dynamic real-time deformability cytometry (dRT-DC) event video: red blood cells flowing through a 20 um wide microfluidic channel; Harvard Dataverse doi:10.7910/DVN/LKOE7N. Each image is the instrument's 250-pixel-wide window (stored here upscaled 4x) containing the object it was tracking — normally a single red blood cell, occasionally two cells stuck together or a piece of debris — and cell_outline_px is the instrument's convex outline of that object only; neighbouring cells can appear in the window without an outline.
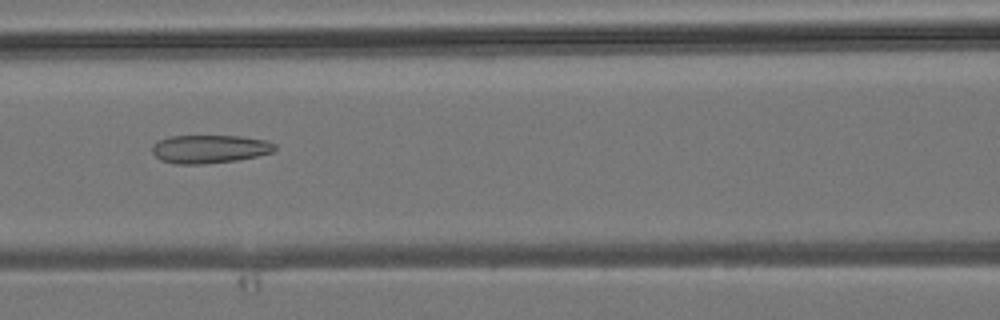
{"species": "common noctule bat (a hibernating species)", "species_latin": "Nyctalus noctula", "temperature_condition": "room temperature", "stored_images_in_passage": 44, "camera_frame_rate_fps": 3000, "um_per_image_px": 0.085, "animal": {"sex": "male", "body_mass_g": 19.2, "forearm_length_mm": 51.8}, "frame": {"image": 1, "passage_image": 19, "time_ms": 6.0, "image_size_px": [1000, 320], "cell_outline_px": [[276, 148], [272, 152], [256, 156], [236, 160], [204, 164], [176, 164], [160, 160], [152, 152], [152, 144], [168, 136], [240, 136], [268, 140], [276, 144]], "centroid_in_image_um": [17.81, 12.66], "position_along_channel_um": 148.8, "area_um2": 20.29}}
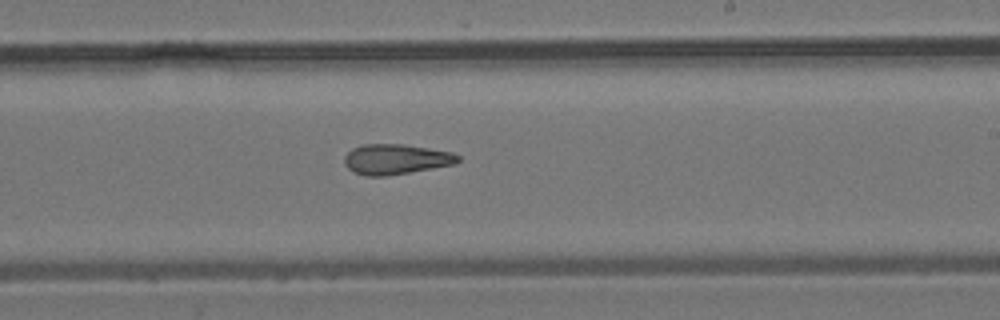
{"frame": {"image": 2, "passage_image": 26, "time_ms": 8.333, "image_size_px": [1000, 320], "cell_outline_px": [[460, 160], [456, 164], [388, 176], [368, 176], [356, 172], [348, 168], [344, 164], [344, 156], [352, 148], [364, 144], [404, 144], [452, 152], [460, 156]], "centroid_in_image_um": [33.66, 13.53], "position_along_channel_um": 255.3, "area_um2": 20.06}}
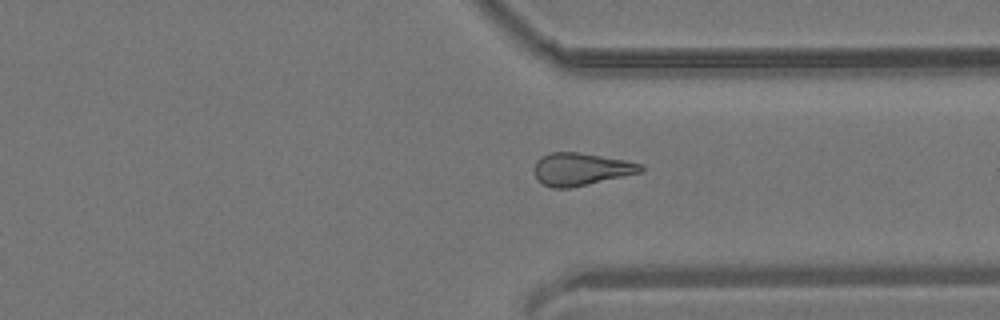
{"frame": {"image": 3, "passage_image": 33, "time_ms": 10.667, "image_size_px": [1000, 320], "cell_outline_px": [[644, 168], [640, 172], [624, 176], [588, 184], [568, 188], [552, 188], [536, 180], [532, 168], [536, 160], [540, 156], [552, 152], [576, 152], [624, 160], [640, 164]], "centroid_in_image_um": [49.29, 14.38], "position_along_channel_um": 362.1, "area_um2": 20.11}}